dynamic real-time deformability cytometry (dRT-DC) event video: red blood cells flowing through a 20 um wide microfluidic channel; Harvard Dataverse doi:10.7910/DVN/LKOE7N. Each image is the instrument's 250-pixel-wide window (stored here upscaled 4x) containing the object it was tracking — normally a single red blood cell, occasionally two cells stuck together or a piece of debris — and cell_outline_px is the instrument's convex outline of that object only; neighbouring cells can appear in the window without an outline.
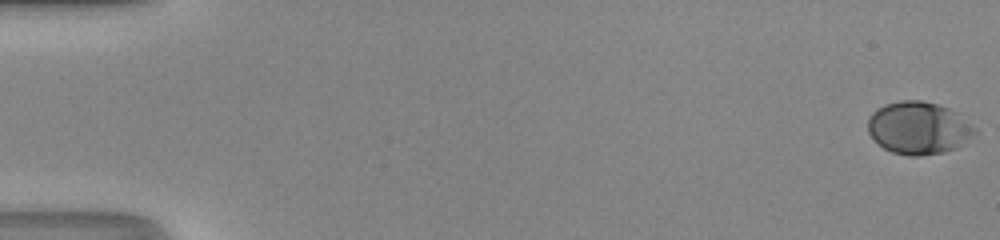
{"species": "human", "species_latin": "Homo sapiens", "temperature_condition": "room temperature", "stored_images_in_passage": 52, "camera_frame_rate_fps": 3000, "um_per_image_px": 0.085, "donor": {"sex": "male"}, "frame": {"image": 1, "passage_image": 1, "time_ms": 0.0, "image_size_px": [1000, 240], "cell_outline_px": [[976, 132], [972, 136], [952, 148], [944, 152], [920, 156], [908, 156], [892, 152], [884, 148], [868, 132], [868, 120], [872, 112], [876, 108], [884, 104], [900, 100], [920, 100], [936, 104], [948, 108], [976, 128]], "centroid_in_image_um": [78.02, 10.87], "position_along_channel_um": 7.0, "area_um2": 32.19}}
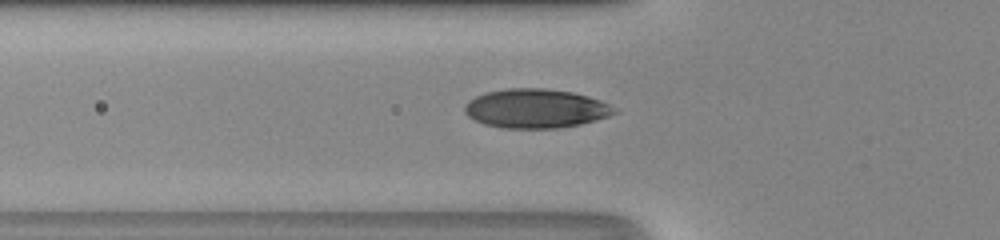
{"frame": {"image": 2, "passage_image": 20, "time_ms": 6.333, "image_size_px": [1000, 240], "cell_outline_px": [[620, 112], [596, 120], [580, 124], [556, 128], [500, 128], [484, 124], [468, 116], [464, 112], [464, 104], [468, 100], [484, 92], [508, 88], [544, 88], [572, 92], [588, 96], [600, 100], [616, 108]], "centroid_in_image_um": [45.52, 9.22], "position_along_channel_um": 80.3, "area_um2": 34.28}}
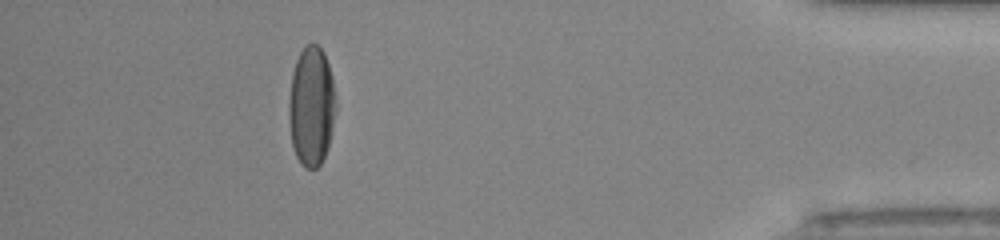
{"frame": {"image": 3, "passage_image": 47, "time_ms": 15.333, "image_size_px": [1000, 240], "cell_outline_px": [[336, 108], [328, 148], [320, 164], [316, 168], [304, 168], [300, 164], [296, 156], [292, 144], [288, 116], [288, 104], [292, 72], [296, 60], [300, 52], [308, 44], [316, 44], [324, 52], [332, 76]], "centroid_in_image_um": [26.46, 9.04], "position_along_channel_um": 408.7, "area_um2": 32.77}, "authors_computed_cell_mechanics": {"area_um2": 32.7148, "velocity_mm_per_s": 4.2075, "shape_relaxation_time_tau1_ms": 3.2382, "shape_relaxation_time_tau2_ms": null, "deformation_change_tau1": 0.1725, "deformation_change_tau2": null}}